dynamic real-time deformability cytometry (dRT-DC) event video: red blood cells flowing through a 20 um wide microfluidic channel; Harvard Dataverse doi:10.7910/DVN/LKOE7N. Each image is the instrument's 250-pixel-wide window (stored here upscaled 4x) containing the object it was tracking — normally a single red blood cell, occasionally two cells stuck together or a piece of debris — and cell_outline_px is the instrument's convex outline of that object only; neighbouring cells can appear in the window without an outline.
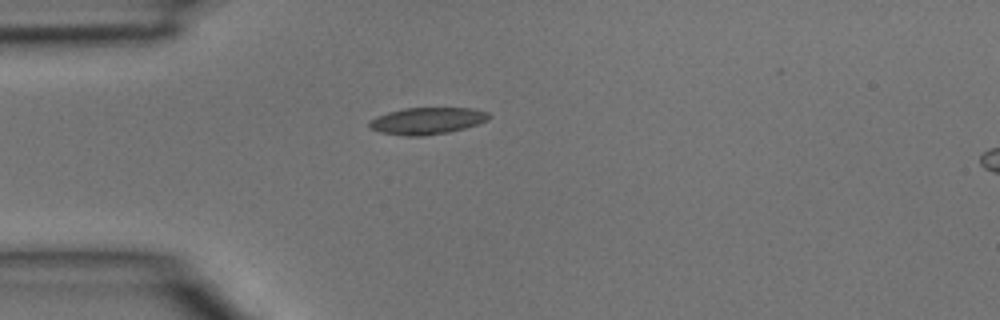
{"species": "common noctule bat (a hibernating species)", "species_latin": "Nyctalus noctula", "temperature_condition": "room temperature", "stored_images_in_passage": 2, "segment_of_instrument_passage": [1, 2], "camera_frame_rate_fps": 3000, "um_per_image_px": 0.085, "animal": {"sex": "male", "body_mass_g": 15.6}, "frame": {"image": 1, "passage_image": 1, "time_ms": 0.0, "image_size_px": [1000, 320], "cell_outline_px": [[492, 116], [488, 120], [464, 128], [448, 132], [424, 136], [404, 136], [380, 132], [368, 128], [368, 124], [376, 116], [388, 112], [404, 108], [472, 108], [488, 112]], "centroid_in_image_um": [36.3, 10.27], "position_along_channel_um": 48.7, "area_um2": 18.73}}